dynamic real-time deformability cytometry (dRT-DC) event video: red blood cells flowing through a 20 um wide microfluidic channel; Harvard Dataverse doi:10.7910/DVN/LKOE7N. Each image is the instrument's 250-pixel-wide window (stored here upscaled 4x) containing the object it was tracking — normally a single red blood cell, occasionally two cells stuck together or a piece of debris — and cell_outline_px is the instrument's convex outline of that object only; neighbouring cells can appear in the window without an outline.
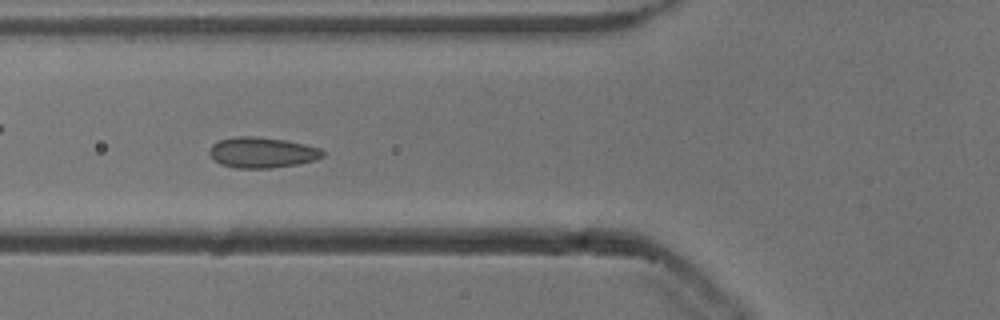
{"species": "common noctule bat (a hibernating species)", "species_latin": "Nyctalus noctula", "temperature_condition": "cold", "stored_images_in_passage": 42, "camera_frame_rate_fps": 3000, "um_per_image_px": 0.085, "animal": {"sex": "male", "body_mass_g": 13.3}, "frame": {"image": 1, "passage_image": 8, "time_ms": 2.333, "image_size_px": [1000, 320], "cell_outline_px": [[324, 156], [316, 160], [296, 164], [272, 168], [236, 168], [220, 164], [208, 152], [212, 144], [220, 140], [236, 136], [252, 136], [284, 140], [304, 144], [320, 148], [324, 152]], "centroid_in_image_um": [22.28, 12.96], "position_along_channel_um": 103.5, "area_um2": 20.11}}
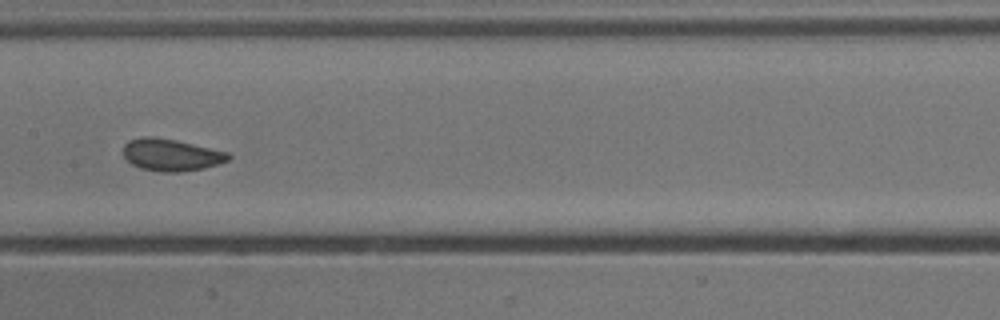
{"frame": {"image": 2, "passage_image": 15, "time_ms": 4.667, "image_size_px": [1000, 320], "cell_outline_px": [[232, 156], [228, 160], [220, 164], [204, 168], [180, 172], [160, 172], [140, 168], [132, 164], [124, 156], [124, 144], [128, 140], [144, 136], [152, 136], [176, 140], [228, 152]], "centroid_in_image_um": [14.55, 13.16], "position_along_channel_um": 192.8, "area_um2": 19.71}}
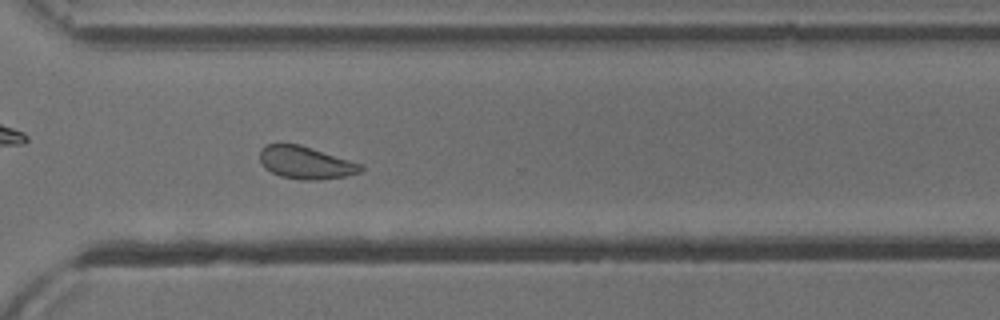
{"frame": {"image": 3, "passage_image": 27, "time_ms": 8.667, "image_size_px": [1000, 320], "cell_outline_px": [[364, 168], [360, 172], [344, 176], [320, 180], [300, 180], [280, 176], [264, 168], [260, 160], [260, 148], [264, 144], [300, 144], [364, 164]], "centroid_in_image_um": [25.99, 13.82], "position_along_channel_um": 344.6, "area_um2": 19.36}}